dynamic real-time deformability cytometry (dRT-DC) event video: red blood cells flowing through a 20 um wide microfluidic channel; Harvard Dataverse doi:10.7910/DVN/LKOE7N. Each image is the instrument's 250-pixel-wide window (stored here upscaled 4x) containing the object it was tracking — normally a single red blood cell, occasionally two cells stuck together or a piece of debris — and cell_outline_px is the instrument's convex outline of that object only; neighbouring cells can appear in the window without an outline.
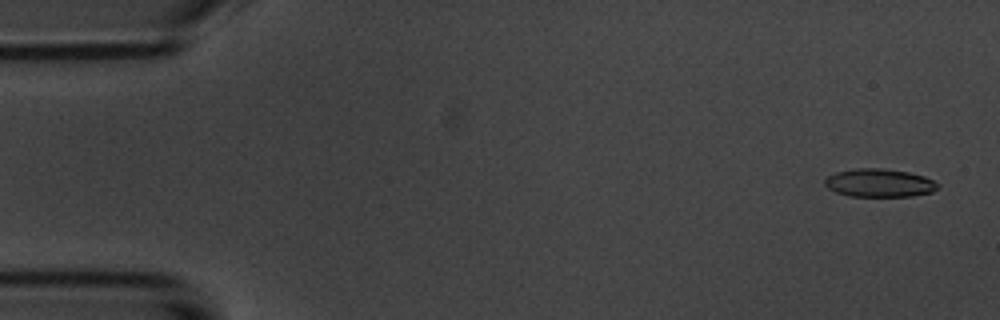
{"species": "common noctule bat (a hibernating species)", "species_latin": "Nyctalus noctula", "temperature_condition": "room temperature", "stored_images_in_passage": 7, "camera_frame_rate_fps": 3000, "um_per_image_px": 0.085, "animal": {"sex": "male", "body_mass_g": 20.1, "forearm_length_mm": 53.5}, "frame": {"image": 1, "passage_image": 1, "time_ms": 0.0, "image_size_px": [1000, 320], "cell_outline_px": [[940, 184], [932, 192], [912, 196], [848, 196], [836, 192], [828, 188], [824, 184], [824, 180], [828, 176], [836, 172], [856, 168], [884, 168], [908, 172], [924, 176]], "centroid_in_image_um": [74.73, 15.54], "position_along_channel_um": 10.3, "area_um2": 18.55}}
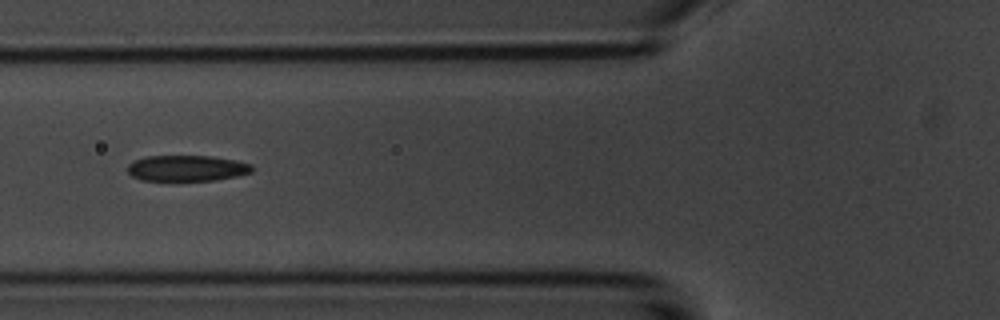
{"frame": {"image": 2, "passage_image": 6, "time_ms": 6.0, "image_size_px": [1000, 320], "cell_outline_px": [[252, 172], [236, 176], [216, 180], [140, 180], [132, 176], [128, 172], [128, 164], [136, 160], [148, 156], [212, 156], [236, 160], [252, 164]], "centroid_in_image_um": [15.9, 14.29], "position_along_channel_um": 109.9, "area_um2": 18.67}}
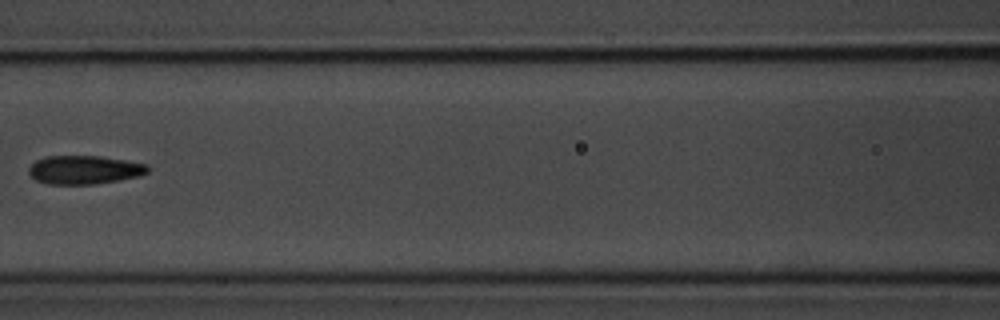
{"frame": {"image": 3, "passage_image": 7, "time_ms": 7.333, "image_size_px": [1000, 320], "cell_outline_px": [[148, 172], [140, 176], [120, 180], [96, 184], [48, 184], [36, 180], [28, 172], [28, 168], [36, 160], [44, 156], [100, 156], [148, 164]], "centroid_in_image_um": [7.17, 14.43], "position_along_channel_um": 159.4, "area_um2": 19.88}}